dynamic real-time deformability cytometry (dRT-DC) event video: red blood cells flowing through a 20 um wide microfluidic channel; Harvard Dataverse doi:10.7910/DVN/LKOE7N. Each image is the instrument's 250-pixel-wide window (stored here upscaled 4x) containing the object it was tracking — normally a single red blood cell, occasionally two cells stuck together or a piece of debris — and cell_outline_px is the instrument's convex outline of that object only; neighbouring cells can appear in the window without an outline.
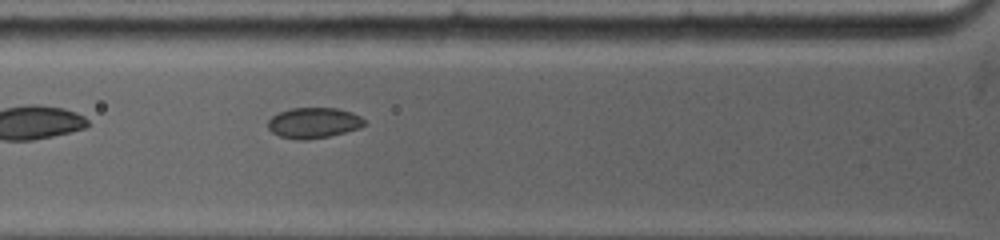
{"species": "common noctule bat (a hibernating species)", "species_latin": "Nyctalus noctula", "temperature_condition": "warm", "stored_images_in_passage": 20, "camera_frame_rate_fps": 5000, "um_per_image_px": 0.085, "animal": {"sex": "female", "body_mass_g": 19.0, "forearm_length_mm": 53.3}, "frame": {"image": 1, "passage_image": 3, "time_ms": 0.8, "image_size_px": [1000, 240], "cell_outline_px": [[364, 124], [360, 128], [328, 136], [304, 140], [296, 140], [280, 136], [272, 132], [268, 128], [268, 120], [272, 116], [280, 112], [292, 108], [336, 108], [352, 112], [360, 116], [364, 120]], "centroid_in_image_um": [26.64, 10.44], "position_along_channel_um": 99.2, "area_um2": 17.05}}
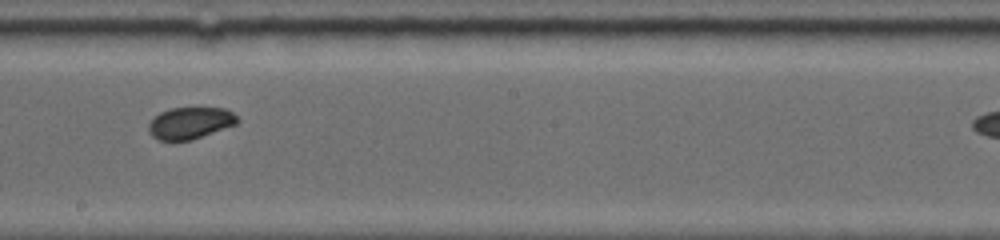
{"frame": {"image": 2, "passage_image": 11, "time_ms": 4.2, "image_size_px": [1000, 240], "cell_outline_px": [[240, 120], [236, 124], [192, 140], [160, 140], [152, 136], [148, 128], [148, 124], [160, 112], [172, 108], [224, 108], [232, 112]], "centroid_in_image_um": [16.17, 10.45], "position_along_channel_um": 232.0, "area_um2": 16.24}}
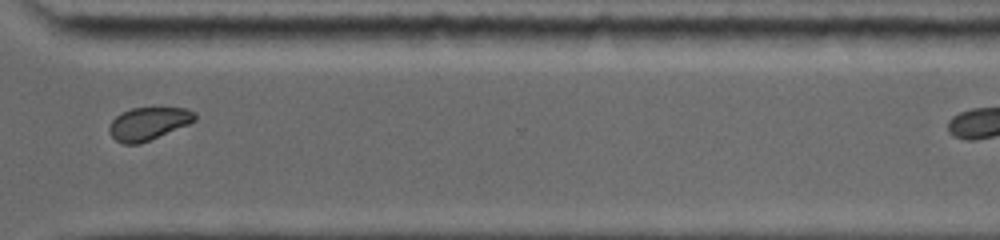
{"frame": {"image": 3, "passage_image": 17, "time_ms": 7.4, "image_size_px": [1000, 240], "cell_outline_px": [[196, 120], [188, 124], [140, 144], [124, 144], [116, 140], [112, 136], [108, 128], [112, 120], [120, 112], [132, 108], [188, 108], [196, 112]], "centroid_in_image_um": [12.61, 10.5], "position_along_channel_um": 358.0, "area_um2": 16.3}}